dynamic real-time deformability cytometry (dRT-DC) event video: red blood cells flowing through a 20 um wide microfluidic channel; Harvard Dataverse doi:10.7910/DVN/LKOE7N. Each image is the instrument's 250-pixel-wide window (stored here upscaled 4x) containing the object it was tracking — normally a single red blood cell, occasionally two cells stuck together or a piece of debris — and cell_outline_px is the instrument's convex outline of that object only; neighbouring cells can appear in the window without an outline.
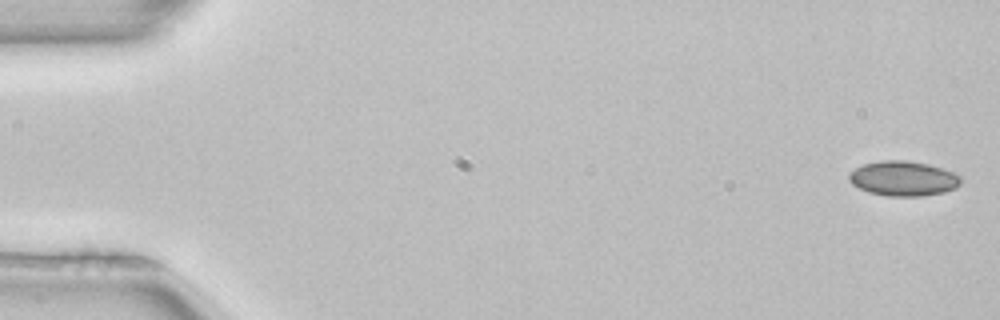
{"species": "common noctule bat (a hibernating species)", "species_latin": "Nyctalus noctula", "temperature_condition": "room temperature", "stored_images_in_passage": 51, "camera_frame_rate_fps": 3000, "um_per_image_px": 0.085, "animal": {"sex": "female", "body_mass_g": 22.7, "forearm_length_mm": 54.2}, "frame": {"image": 1, "passage_image": 1, "time_ms": 0.0, "image_size_px": [1000, 320], "cell_outline_px": [[960, 184], [956, 188], [944, 192], [920, 196], [888, 196], [868, 192], [852, 184], [848, 180], [848, 172], [864, 164], [880, 160], [904, 160], [928, 164], [952, 172], [960, 176]], "centroid_in_image_um": [76.74, 15.17], "position_along_channel_um": 8.3, "area_um2": 22.66}}
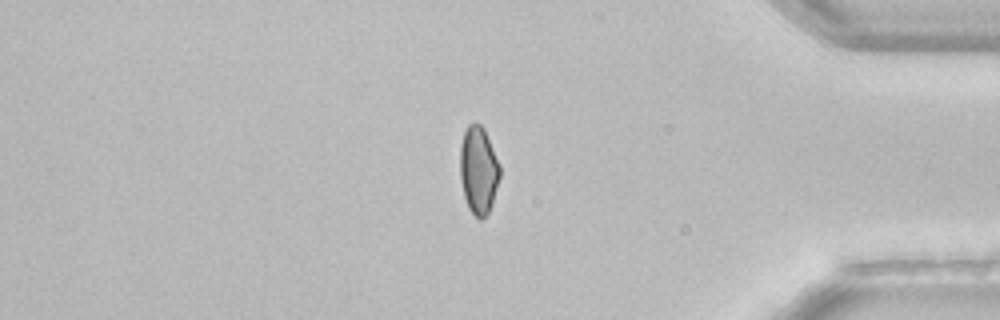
{"frame": {"image": 2, "passage_image": 43, "time_ms": 14.0, "image_size_px": [1000, 320], "cell_outline_px": [[500, 176], [492, 204], [488, 212], [480, 220], [468, 208], [464, 196], [460, 180], [460, 144], [464, 132], [468, 124], [472, 120], [480, 124], [484, 128], [500, 164]], "centroid_in_image_um": [40.66, 14.42], "position_along_channel_um": 394.5, "area_um2": 20.52}}
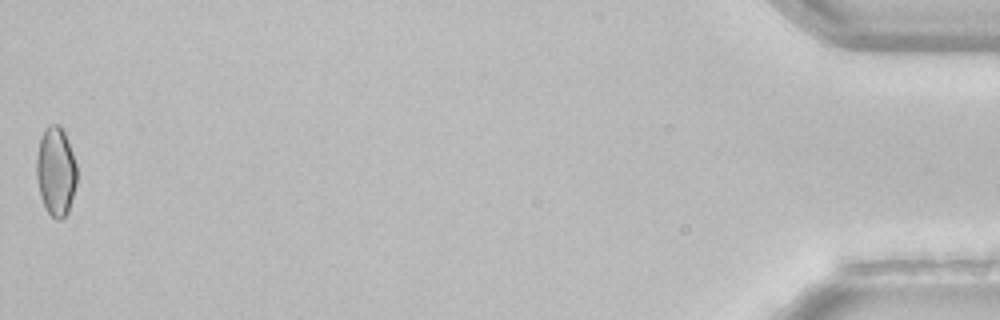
{"frame": {"image": 3, "passage_image": 51, "time_ms": 16.667, "image_size_px": [1000, 320], "cell_outline_px": [[76, 184], [68, 212], [60, 220], [56, 220], [44, 208], [40, 196], [36, 176], [36, 156], [40, 140], [44, 128], [48, 124], [60, 124], [64, 132], [72, 152], [76, 164]], "centroid_in_image_um": [4.73, 14.56], "position_along_channel_um": 430.5, "area_um2": 21.04}, "authors_computed_cell_mechanics": {"area_um2": 21.5594, "velocity_mm_per_s": 4.0034, "shape_relaxation_time_tau1_ms": 11.0563, "shape_relaxation_time_tau2_ms": 4.7903, "deformation_change_tau1": 0.1265, "deformation_change_tau2": 0.0693}}